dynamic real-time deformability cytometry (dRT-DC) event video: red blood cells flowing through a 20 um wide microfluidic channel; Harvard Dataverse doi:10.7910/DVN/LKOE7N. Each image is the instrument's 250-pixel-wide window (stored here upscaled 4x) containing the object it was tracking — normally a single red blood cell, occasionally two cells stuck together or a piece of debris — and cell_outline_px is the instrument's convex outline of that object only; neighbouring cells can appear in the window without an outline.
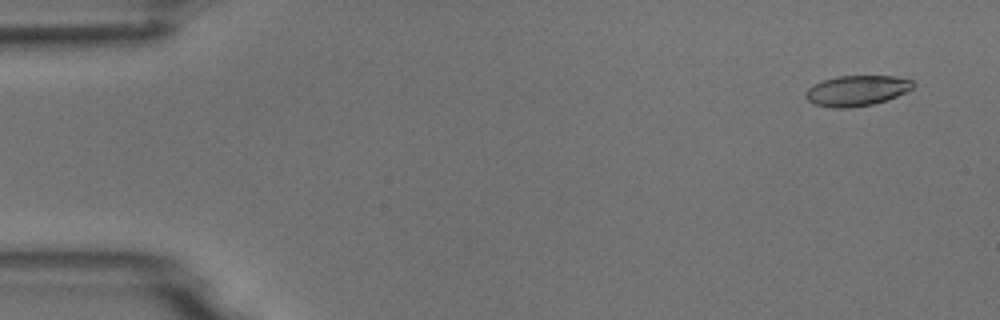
{"species": "common noctule bat (a hibernating species)", "species_latin": "Nyctalus noctula", "temperature_condition": "room temperature", "stored_images_in_passage": 5, "camera_frame_rate_fps": 3000, "um_per_image_px": 0.085, "animal": {"sex": "male", "body_mass_g": 18.8}, "frame": {"image": 1, "passage_image": 1, "time_ms": 0.0, "image_size_px": [1000, 320], "cell_outline_px": [[916, 84], [912, 88], [896, 96], [872, 104], [848, 108], [832, 108], [816, 104], [808, 100], [804, 96], [804, 92], [812, 84], [836, 76], [896, 76], [912, 80]], "centroid_in_image_um": [72.79, 7.69], "position_along_channel_um": 12.2, "area_um2": 19.02}}
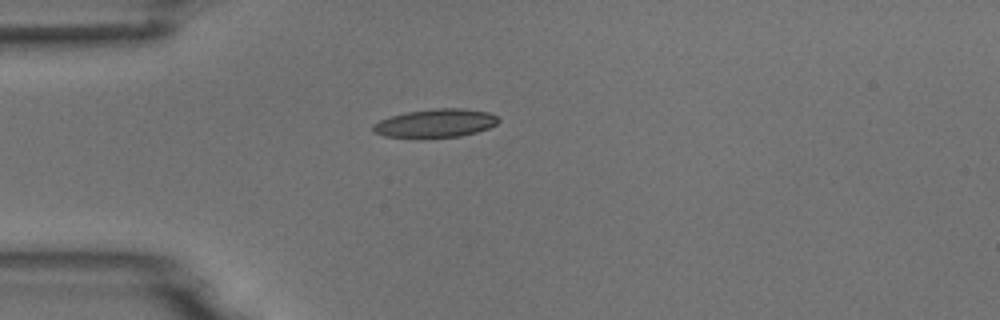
{"frame": {"image": 2, "passage_image": 4, "time_ms": 3.667, "image_size_px": [1000, 320], "cell_outline_px": [[500, 120], [496, 124], [488, 128], [476, 132], [460, 136], [384, 136], [372, 132], [372, 124], [380, 120], [392, 116], [408, 112], [436, 108], [464, 108], [488, 112], [496, 116]], "centroid_in_image_um": [37.03, 10.45], "position_along_channel_um": 48.0, "area_um2": 20.23}}